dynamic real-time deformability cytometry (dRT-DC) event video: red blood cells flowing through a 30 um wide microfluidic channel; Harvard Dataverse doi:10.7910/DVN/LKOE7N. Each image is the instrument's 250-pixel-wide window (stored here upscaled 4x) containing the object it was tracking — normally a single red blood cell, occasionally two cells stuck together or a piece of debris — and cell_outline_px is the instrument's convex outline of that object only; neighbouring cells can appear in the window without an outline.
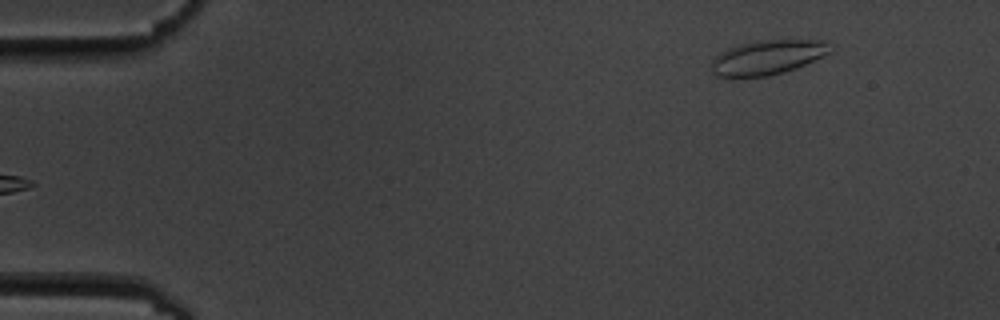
{"species": "common noctule bat (a hibernating species)", "species_latin": "Nyctalus noctula", "temperature_condition": "cold", "stored_images_in_passage": 5, "camera_frame_rate_fps": 3000, "um_per_image_px": 0.085, "animal": {"sex": "male", "body_mass_g": 19.5, "forearm_length_mm": 54.6}, "frame": {"image": 1, "passage_image": 5, "time_ms": 4.667, "image_size_px": [1000, 320], "cell_outline_px": [[828, 52], [804, 64], [768, 76], [716, 76], [712, 72], [712, 60], [720, 52], [728, 48], [740, 44], [756, 40], [828, 40]], "centroid_in_image_um": [65.17, 4.85], "position_along_channel_um": 19.8, "area_um2": 23.18}}